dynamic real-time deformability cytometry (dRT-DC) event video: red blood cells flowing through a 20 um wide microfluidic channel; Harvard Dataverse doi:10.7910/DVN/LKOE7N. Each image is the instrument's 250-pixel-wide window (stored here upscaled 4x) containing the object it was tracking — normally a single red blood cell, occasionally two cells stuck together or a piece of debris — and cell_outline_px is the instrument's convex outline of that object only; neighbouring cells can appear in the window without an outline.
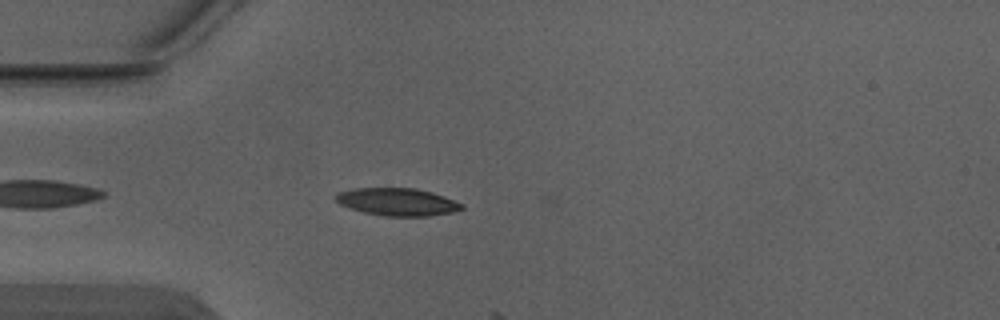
{"species": "Egyptian fruit bat (a non-hibernating species)", "species_latin": "Rousettus aegyptiacus", "temperature_condition": "warm", "stored_images_in_passage": 4, "camera_frame_rate_fps": 3000, "um_per_image_px": 0.085, "animal": {"sex": "male"}, "frame": {"image": 1, "passage_image": 4, "time_ms": 1.0, "image_size_px": [1000, 320], "cell_outline_px": [[464, 208], [452, 212], [428, 216], [384, 216], [364, 212], [348, 208], [340, 204], [332, 196], [340, 192], [352, 188], [416, 188], [432, 192], [444, 196], [464, 204]], "centroid_in_image_um": [33.76, 17.15], "position_along_channel_um": 51.2, "area_um2": 20.35}}